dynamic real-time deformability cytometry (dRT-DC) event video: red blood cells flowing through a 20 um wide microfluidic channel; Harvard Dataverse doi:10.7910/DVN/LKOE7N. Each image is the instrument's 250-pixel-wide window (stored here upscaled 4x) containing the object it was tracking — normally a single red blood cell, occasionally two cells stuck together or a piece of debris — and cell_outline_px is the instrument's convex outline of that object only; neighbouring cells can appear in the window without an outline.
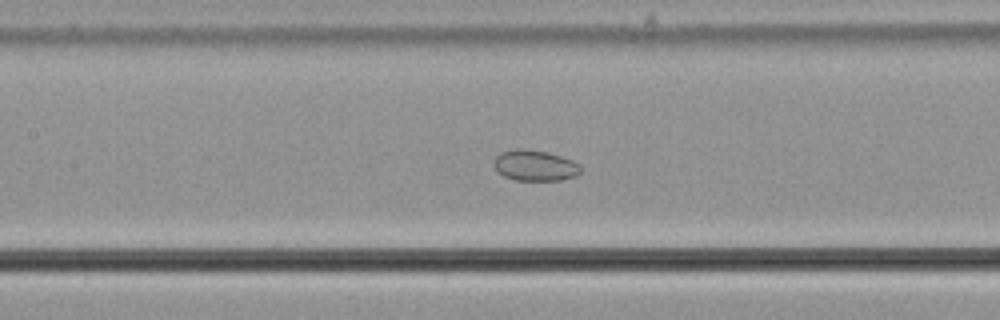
{"species": "common noctule bat (a hibernating species)", "species_latin": "Nyctalus noctula", "temperature_condition": "cold", "stored_images_in_passage": 59, "segment_of_instrument_passage": [2, 2], "camera_frame_rate_fps": 3000, "um_per_image_px": 0.085, "animal": {"sex": "male", "body_mass_g": 21.5, "forearm_length_mm": 52.0}, "frame": {"image": 1, "passage_image": 29, "time_ms": 9.333, "image_size_px": [1000, 320], "cell_outline_px": [[580, 172], [576, 176], [560, 180], [516, 180], [504, 176], [496, 172], [492, 164], [496, 156], [500, 152], [516, 148], [548, 152], [572, 160], [580, 164]], "centroid_in_image_um": [45.43, 14.07], "position_along_channel_um": 162.0, "area_um2": 15.66}}
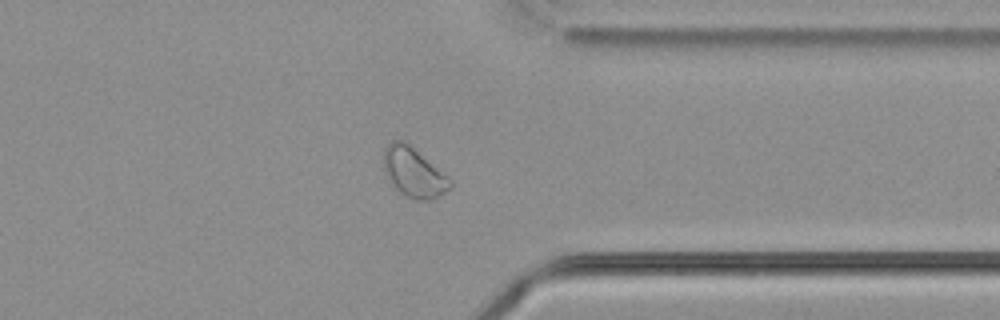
{"frame": {"image": 2, "passage_image": 47, "time_ms": 15.333, "image_size_px": [1000, 320], "cell_outline_px": [[452, 188], [432, 200], [416, 200], [400, 192], [392, 184], [384, 168], [384, 148], [392, 140], [404, 140], [448, 176], [452, 180]], "centroid_in_image_um": [35.19, 14.65], "position_along_channel_um": 376.2, "area_um2": 19.02}}
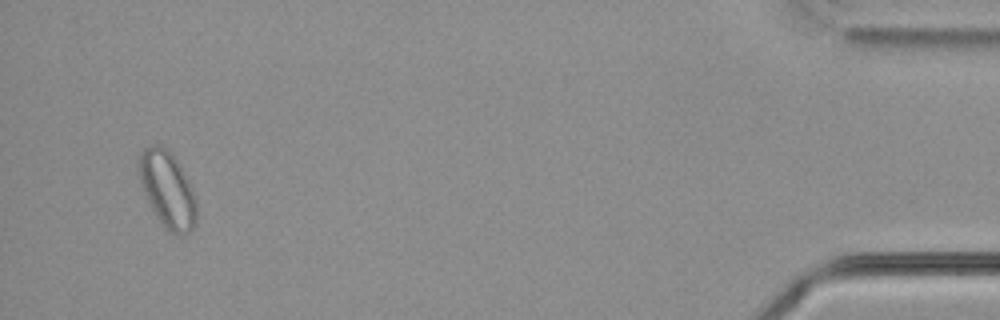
{"frame": {"image": 3, "passage_image": 57, "time_ms": 18.667, "image_size_px": [1000, 320], "cell_outline_px": [[196, 224], [188, 236], [176, 236], [168, 232], [160, 224], [148, 204], [136, 168], [136, 160], [140, 152], [144, 148], [152, 144], [160, 144], [168, 148], [180, 164], [192, 188], [196, 200]], "centroid_in_image_um": [14.21, 16.13], "position_along_channel_um": 421.0, "area_um2": 26.7}}